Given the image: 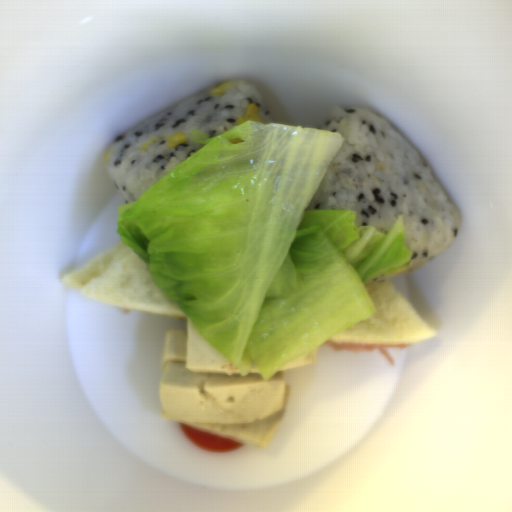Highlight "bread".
I'll use <instances>...</instances> for the list:
<instances>
[{"label":"bread","mask_w":512,"mask_h":512,"mask_svg":"<svg viewBox=\"0 0 512 512\" xmlns=\"http://www.w3.org/2000/svg\"><path fill=\"white\" fill-rule=\"evenodd\" d=\"M60 282L85 298L116 308L186 320L155 285L147 264L121 240L77 267Z\"/></svg>","instance_id":"1"},{"label":"bread","mask_w":512,"mask_h":512,"mask_svg":"<svg viewBox=\"0 0 512 512\" xmlns=\"http://www.w3.org/2000/svg\"><path fill=\"white\" fill-rule=\"evenodd\" d=\"M367 290L374 308L360 320L328 340L339 343H410L438 333L400 294L388 278L369 282Z\"/></svg>","instance_id":"2"}]
</instances>
